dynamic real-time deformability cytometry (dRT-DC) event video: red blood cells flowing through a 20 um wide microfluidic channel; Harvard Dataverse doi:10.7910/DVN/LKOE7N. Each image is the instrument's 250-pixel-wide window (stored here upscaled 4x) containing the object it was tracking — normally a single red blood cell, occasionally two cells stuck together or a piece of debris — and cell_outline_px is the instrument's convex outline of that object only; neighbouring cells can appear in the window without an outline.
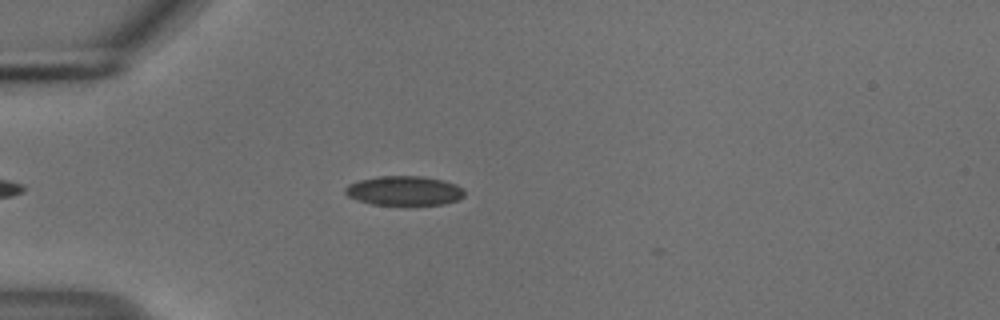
{"species": "common noctule bat (a hibernating species)", "species_latin": "Nyctalus noctula", "temperature_condition": "cold", "stored_images_in_passage": 39, "camera_frame_rate_fps": 3000, "um_per_image_px": 0.085, "animal": {"sex": "male", "body_mass_g": 18.8}, "frame": {"image": 1, "passage_image": 6, "time_ms": 1.667, "image_size_px": [1000, 320], "cell_outline_px": [[464, 196], [456, 200], [444, 204], [412, 208], [372, 204], [348, 196], [344, 192], [344, 188], [348, 184], [360, 180], [380, 176], [420, 176], [440, 180], [456, 184], [464, 192]], "centroid_in_image_um": [34.35, 16.26], "position_along_channel_um": 50.6, "area_um2": 21.04}}
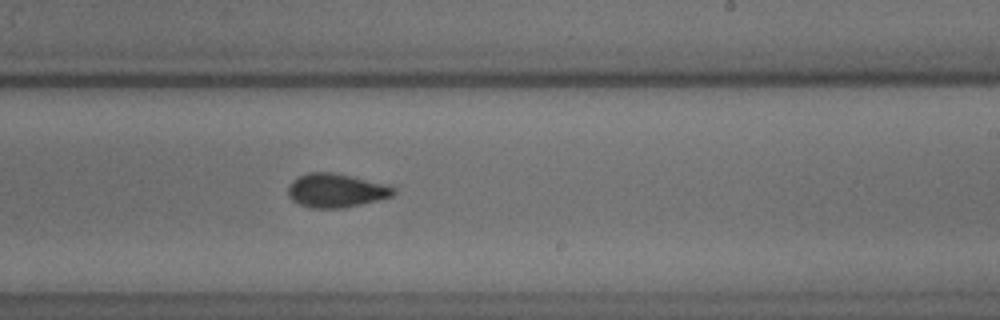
{"frame": {"image": 2, "passage_image": 24, "time_ms": 7.667, "image_size_px": [1000, 320], "cell_outline_px": [[396, 192], [392, 196], [344, 208], [312, 208], [300, 204], [292, 200], [288, 196], [288, 184], [292, 180], [308, 172], [332, 172], [396, 184]], "centroid_in_image_um": [28.63, 16.17], "position_along_channel_um": 260.4, "area_um2": 21.27}}
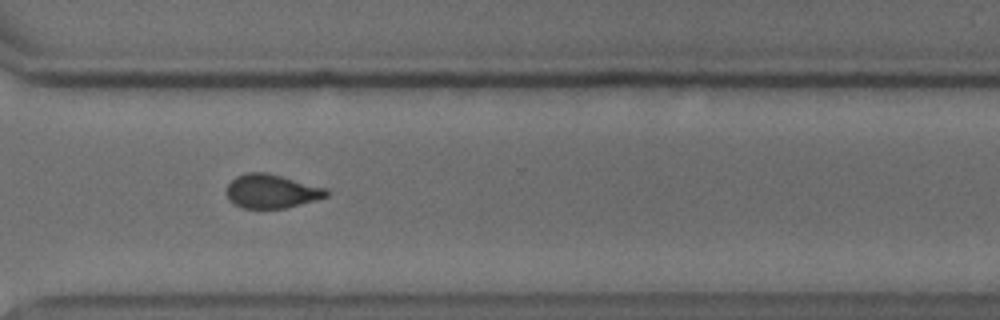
{"frame": {"image": 3, "passage_image": 31, "time_ms": 10.0, "image_size_px": [1000, 320], "cell_outline_px": [[328, 196], [316, 200], [284, 208], [244, 208], [232, 204], [228, 200], [224, 192], [228, 184], [236, 176], [248, 172], [268, 172], [328, 188]], "centroid_in_image_um": [23.05, 16.25], "position_along_channel_um": 347.5, "area_um2": 20.0}, "authors_computed_cell_mechanics": {"area_um2": 20.5768, "velocity_mm_per_s": 3.7378, "shape_relaxation_time_tau1_ms": 7.3446, "shape_relaxation_time_tau2_ms": 1.6583, "deformation_change_tau1": 0.1113, "deformation_change_tau2": 0.0497}}